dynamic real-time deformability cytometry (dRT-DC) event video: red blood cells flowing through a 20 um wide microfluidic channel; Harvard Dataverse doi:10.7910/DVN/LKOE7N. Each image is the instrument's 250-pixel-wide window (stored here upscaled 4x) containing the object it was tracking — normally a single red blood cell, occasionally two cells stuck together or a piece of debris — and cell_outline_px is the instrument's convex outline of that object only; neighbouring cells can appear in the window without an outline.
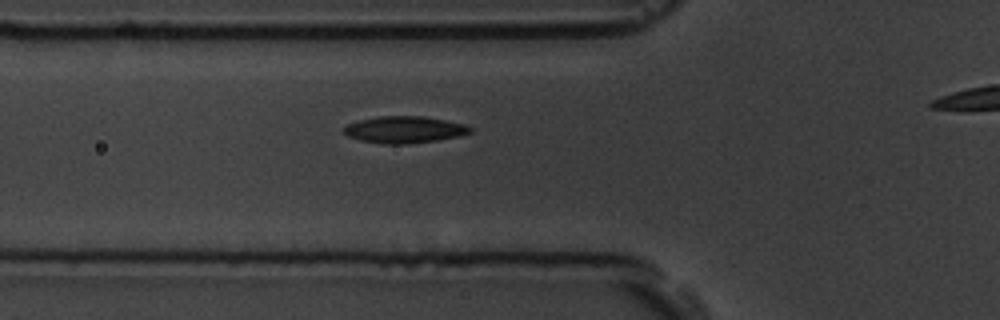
{"species": "common noctule bat (a hibernating species)", "species_latin": "Nyctalus noctula", "temperature_condition": "room temperature", "stored_images_in_passage": 5, "camera_frame_rate_fps": 3000, "um_per_image_px": 0.085, "animal": {"sex": "male", "body_mass_g": 19.5, "forearm_length_mm": 54.6}, "frame": {"image": 1, "passage_image": 5, "time_ms": 5.333, "image_size_px": [1000, 320], "cell_outline_px": [[472, 132], [460, 136], [436, 140], [404, 144], [384, 144], [360, 140], [348, 136], [344, 132], [344, 128], [348, 124], [360, 120], [380, 116], [424, 116], [464, 124], [472, 128]], "centroid_in_image_um": [34.39, 11.02], "position_along_channel_um": 91.4, "area_um2": 19.54}}